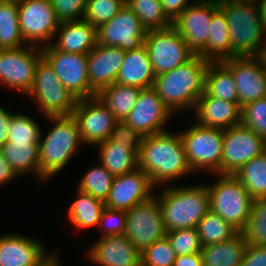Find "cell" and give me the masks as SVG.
<instances>
[{"instance_id":"6da1fadb","label":"cell","mask_w":266,"mask_h":266,"mask_svg":"<svg viewBox=\"0 0 266 266\" xmlns=\"http://www.w3.org/2000/svg\"><path fill=\"white\" fill-rule=\"evenodd\" d=\"M138 168L145 172L154 186L174 182L193 173L179 132L145 136L138 152Z\"/></svg>"},{"instance_id":"7a4b0ae2","label":"cell","mask_w":266,"mask_h":266,"mask_svg":"<svg viewBox=\"0 0 266 266\" xmlns=\"http://www.w3.org/2000/svg\"><path fill=\"white\" fill-rule=\"evenodd\" d=\"M210 61L194 55L186 63L156 75L153 88L174 114L179 110H194L204 93L205 73Z\"/></svg>"},{"instance_id":"3957f363","label":"cell","mask_w":266,"mask_h":266,"mask_svg":"<svg viewBox=\"0 0 266 266\" xmlns=\"http://www.w3.org/2000/svg\"><path fill=\"white\" fill-rule=\"evenodd\" d=\"M168 186L162 189L160 196H156L167 232L196 228L201 218L210 210L206 184Z\"/></svg>"},{"instance_id":"277c9868","label":"cell","mask_w":266,"mask_h":266,"mask_svg":"<svg viewBox=\"0 0 266 266\" xmlns=\"http://www.w3.org/2000/svg\"><path fill=\"white\" fill-rule=\"evenodd\" d=\"M228 23L231 58L259 56L266 44L256 0L218 3Z\"/></svg>"},{"instance_id":"5b68a950","label":"cell","mask_w":266,"mask_h":266,"mask_svg":"<svg viewBox=\"0 0 266 266\" xmlns=\"http://www.w3.org/2000/svg\"><path fill=\"white\" fill-rule=\"evenodd\" d=\"M53 127L43 139L42 132L39 141L40 174L47 181L61 172L70 162L73 155L80 151L82 142L80 132L72 115L48 116Z\"/></svg>"},{"instance_id":"8992f818","label":"cell","mask_w":266,"mask_h":266,"mask_svg":"<svg viewBox=\"0 0 266 266\" xmlns=\"http://www.w3.org/2000/svg\"><path fill=\"white\" fill-rule=\"evenodd\" d=\"M214 184H208L210 210L239 232L248 222L253 198L234 175L218 174Z\"/></svg>"},{"instance_id":"52a82bcc","label":"cell","mask_w":266,"mask_h":266,"mask_svg":"<svg viewBox=\"0 0 266 266\" xmlns=\"http://www.w3.org/2000/svg\"><path fill=\"white\" fill-rule=\"evenodd\" d=\"M179 134L193 172L205 170L212 174H221L223 130L204 127L195 122Z\"/></svg>"},{"instance_id":"ba28073f","label":"cell","mask_w":266,"mask_h":266,"mask_svg":"<svg viewBox=\"0 0 266 266\" xmlns=\"http://www.w3.org/2000/svg\"><path fill=\"white\" fill-rule=\"evenodd\" d=\"M27 95L33 97L46 117L71 115L78 101L43 57L37 64L34 82Z\"/></svg>"},{"instance_id":"9c48e42d","label":"cell","mask_w":266,"mask_h":266,"mask_svg":"<svg viewBox=\"0 0 266 266\" xmlns=\"http://www.w3.org/2000/svg\"><path fill=\"white\" fill-rule=\"evenodd\" d=\"M18 18L26 45L40 48L52 43L60 25L50 0H18Z\"/></svg>"},{"instance_id":"30bf717a","label":"cell","mask_w":266,"mask_h":266,"mask_svg":"<svg viewBox=\"0 0 266 266\" xmlns=\"http://www.w3.org/2000/svg\"><path fill=\"white\" fill-rule=\"evenodd\" d=\"M144 46L156 75L175 69L195 55L173 26L147 31Z\"/></svg>"},{"instance_id":"8fae6325","label":"cell","mask_w":266,"mask_h":266,"mask_svg":"<svg viewBox=\"0 0 266 266\" xmlns=\"http://www.w3.org/2000/svg\"><path fill=\"white\" fill-rule=\"evenodd\" d=\"M125 235L140 253L157 240L166 237L167 230L155 196L126 211Z\"/></svg>"},{"instance_id":"7c38bea8","label":"cell","mask_w":266,"mask_h":266,"mask_svg":"<svg viewBox=\"0 0 266 266\" xmlns=\"http://www.w3.org/2000/svg\"><path fill=\"white\" fill-rule=\"evenodd\" d=\"M42 57L51 65L60 82L77 98H93L88 79L87 54L56 50L51 44L43 47Z\"/></svg>"},{"instance_id":"4fadbf2b","label":"cell","mask_w":266,"mask_h":266,"mask_svg":"<svg viewBox=\"0 0 266 266\" xmlns=\"http://www.w3.org/2000/svg\"><path fill=\"white\" fill-rule=\"evenodd\" d=\"M42 58V49L26 45L0 50V83L27 95L34 82L37 64Z\"/></svg>"},{"instance_id":"5bb4252c","label":"cell","mask_w":266,"mask_h":266,"mask_svg":"<svg viewBox=\"0 0 266 266\" xmlns=\"http://www.w3.org/2000/svg\"><path fill=\"white\" fill-rule=\"evenodd\" d=\"M266 151V141L242 123L223 130L221 175H233Z\"/></svg>"},{"instance_id":"9a60e30c","label":"cell","mask_w":266,"mask_h":266,"mask_svg":"<svg viewBox=\"0 0 266 266\" xmlns=\"http://www.w3.org/2000/svg\"><path fill=\"white\" fill-rule=\"evenodd\" d=\"M84 145H97L108 140L118 122L108 108L97 97L78 99L72 111Z\"/></svg>"},{"instance_id":"2e32d148","label":"cell","mask_w":266,"mask_h":266,"mask_svg":"<svg viewBox=\"0 0 266 266\" xmlns=\"http://www.w3.org/2000/svg\"><path fill=\"white\" fill-rule=\"evenodd\" d=\"M218 8V2L214 0H195L172 22L195 55H199L207 45L211 17Z\"/></svg>"},{"instance_id":"e0dca14e","label":"cell","mask_w":266,"mask_h":266,"mask_svg":"<svg viewBox=\"0 0 266 266\" xmlns=\"http://www.w3.org/2000/svg\"><path fill=\"white\" fill-rule=\"evenodd\" d=\"M146 33L138 16L127 6L97 28L98 44L120 47L124 51L143 46Z\"/></svg>"},{"instance_id":"ac0fdd59","label":"cell","mask_w":266,"mask_h":266,"mask_svg":"<svg viewBox=\"0 0 266 266\" xmlns=\"http://www.w3.org/2000/svg\"><path fill=\"white\" fill-rule=\"evenodd\" d=\"M221 62L232 72L241 107L266 97V69L259 56L233 57Z\"/></svg>"},{"instance_id":"d6986e66","label":"cell","mask_w":266,"mask_h":266,"mask_svg":"<svg viewBox=\"0 0 266 266\" xmlns=\"http://www.w3.org/2000/svg\"><path fill=\"white\" fill-rule=\"evenodd\" d=\"M172 115L157 91L151 87L141 89L134 108L124 122L145 137L167 131L164 125Z\"/></svg>"},{"instance_id":"ffe728a7","label":"cell","mask_w":266,"mask_h":266,"mask_svg":"<svg viewBox=\"0 0 266 266\" xmlns=\"http://www.w3.org/2000/svg\"><path fill=\"white\" fill-rule=\"evenodd\" d=\"M153 187L150 177L140 168L114 176L105 207L128 211L133 206L150 200L155 195Z\"/></svg>"},{"instance_id":"44dd1931","label":"cell","mask_w":266,"mask_h":266,"mask_svg":"<svg viewBox=\"0 0 266 266\" xmlns=\"http://www.w3.org/2000/svg\"><path fill=\"white\" fill-rule=\"evenodd\" d=\"M35 238L7 233L0 236V266H40L51 255Z\"/></svg>"},{"instance_id":"7402d4cb","label":"cell","mask_w":266,"mask_h":266,"mask_svg":"<svg viewBox=\"0 0 266 266\" xmlns=\"http://www.w3.org/2000/svg\"><path fill=\"white\" fill-rule=\"evenodd\" d=\"M87 257L98 266H141V253L125 234L99 237Z\"/></svg>"},{"instance_id":"603a6c76","label":"cell","mask_w":266,"mask_h":266,"mask_svg":"<svg viewBox=\"0 0 266 266\" xmlns=\"http://www.w3.org/2000/svg\"><path fill=\"white\" fill-rule=\"evenodd\" d=\"M125 53L120 47L97 44L87 54L88 79L96 94L116 81Z\"/></svg>"},{"instance_id":"cb8c5ba5","label":"cell","mask_w":266,"mask_h":266,"mask_svg":"<svg viewBox=\"0 0 266 266\" xmlns=\"http://www.w3.org/2000/svg\"><path fill=\"white\" fill-rule=\"evenodd\" d=\"M241 109L239 102L224 101L204 92L193 110L194 120L204 127L225 130L241 123Z\"/></svg>"},{"instance_id":"d4e9b609","label":"cell","mask_w":266,"mask_h":266,"mask_svg":"<svg viewBox=\"0 0 266 266\" xmlns=\"http://www.w3.org/2000/svg\"><path fill=\"white\" fill-rule=\"evenodd\" d=\"M51 45L59 51L88 54L97 44V27L82 19L60 23Z\"/></svg>"},{"instance_id":"484cf974","label":"cell","mask_w":266,"mask_h":266,"mask_svg":"<svg viewBox=\"0 0 266 266\" xmlns=\"http://www.w3.org/2000/svg\"><path fill=\"white\" fill-rule=\"evenodd\" d=\"M155 77L156 74L148 51L143 45L138 49L126 51L115 82L121 85L147 89L153 87Z\"/></svg>"},{"instance_id":"4316f807","label":"cell","mask_w":266,"mask_h":266,"mask_svg":"<svg viewBox=\"0 0 266 266\" xmlns=\"http://www.w3.org/2000/svg\"><path fill=\"white\" fill-rule=\"evenodd\" d=\"M246 247L242 232L230 240L203 246L200 251L203 266H241Z\"/></svg>"},{"instance_id":"83f0119b","label":"cell","mask_w":266,"mask_h":266,"mask_svg":"<svg viewBox=\"0 0 266 266\" xmlns=\"http://www.w3.org/2000/svg\"><path fill=\"white\" fill-rule=\"evenodd\" d=\"M0 151L18 176L31 172L45 180L40 174L39 143L7 142Z\"/></svg>"},{"instance_id":"f1b7e54d","label":"cell","mask_w":266,"mask_h":266,"mask_svg":"<svg viewBox=\"0 0 266 266\" xmlns=\"http://www.w3.org/2000/svg\"><path fill=\"white\" fill-rule=\"evenodd\" d=\"M99 147L100 164L113 176L135 171L138 168V153L132 147L109 140L101 142Z\"/></svg>"},{"instance_id":"f546056e","label":"cell","mask_w":266,"mask_h":266,"mask_svg":"<svg viewBox=\"0 0 266 266\" xmlns=\"http://www.w3.org/2000/svg\"><path fill=\"white\" fill-rule=\"evenodd\" d=\"M210 62L231 58V42L224 12L218 8L211 17L210 35L205 49L199 54Z\"/></svg>"},{"instance_id":"4dcf8cb0","label":"cell","mask_w":266,"mask_h":266,"mask_svg":"<svg viewBox=\"0 0 266 266\" xmlns=\"http://www.w3.org/2000/svg\"><path fill=\"white\" fill-rule=\"evenodd\" d=\"M141 89L114 82L100 90L96 97L118 121H124L134 108Z\"/></svg>"},{"instance_id":"1f68e13d","label":"cell","mask_w":266,"mask_h":266,"mask_svg":"<svg viewBox=\"0 0 266 266\" xmlns=\"http://www.w3.org/2000/svg\"><path fill=\"white\" fill-rule=\"evenodd\" d=\"M204 92L224 101L238 102L232 72L222 62H210L205 73Z\"/></svg>"},{"instance_id":"d6a6232c","label":"cell","mask_w":266,"mask_h":266,"mask_svg":"<svg viewBox=\"0 0 266 266\" xmlns=\"http://www.w3.org/2000/svg\"><path fill=\"white\" fill-rule=\"evenodd\" d=\"M77 191V198L67 210L69 221L80 230L98 227L105 203L88 193Z\"/></svg>"},{"instance_id":"836d02e7","label":"cell","mask_w":266,"mask_h":266,"mask_svg":"<svg viewBox=\"0 0 266 266\" xmlns=\"http://www.w3.org/2000/svg\"><path fill=\"white\" fill-rule=\"evenodd\" d=\"M22 46L26 44L20 31L18 0H0V48L14 49Z\"/></svg>"},{"instance_id":"e575fe53","label":"cell","mask_w":266,"mask_h":266,"mask_svg":"<svg viewBox=\"0 0 266 266\" xmlns=\"http://www.w3.org/2000/svg\"><path fill=\"white\" fill-rule=\"evenodd\" d=\"M253 199L266 197V151L233 174Z\"/></svg>"},{"instance_id":"d590c367","label":"cell","mask_w":266,"mask_h":266,"mask_svg":"<svg viewBox=\"0 0 266 266\" xmlns=\"http://www.w3.org/2000/svg\"><path fill=\"white\" fill-rule=\"evenodd\" d=\"M196 228L203 246L230 240L239 233L231 224L211 210L201 218Z\"/></svg>"},{"instance_id":"8d00e7d4","label":"cell","mask_w":266,"mask_h":266,"mask_svg":"<svg viewBox=\"0 0 266 266\" xmlns=\"http://www.w3.org/2000/svg\"><path fill=\"white\" fill-rule=\"evenodd\" d=\"M126 6L138 16L147 31L172 26L163 12L161 0H126Z\"/></svg>"},{"instance_id":"74e56055","label":"cell","mask_w":266,"mask_h":266,"mask_svg":"<svg viewBox=\"0 0 266 266\" xmlns=\"http://www.w3.org/2000/svg\"><path fill=\"white\" fill-rule=\"evenodd\" d=\"M114 176L102 165H96L89 169L80 180L78 189L88 193L94 198L106 202Z\"/></svg>"},{"instance_id":"f35d334b","label":"cell","mask_w":266,"mask_h":266,"mask_svg":"<svg viewBox=\"0 0 266 266\" xmlns=\"http://www.w3.org/2000/svg\"><path fill=\"white\" fill-rule=\"evenodd\" d=\"M242 233L247 245L266 246V197L253 199L249 219Z\"/></svg>"},{"instance_id":"ab89813d","label":"cell","mask_w":266,"mask_h":266,"mask_svg":"<svg viewBox=\"0 0 266 266\" xmlns=\"http://www.w3.org/2000/svg\"><path fill=\"white\" fill-rule=\"evenodd\" d=\"M41 131V127L32 117L22 113H12L7 142L39 143Z\"/></svg>"},{"instance_id":"60d3db41","label":"cell","mask_w":266,"mask_h":266,"mask_svg":"<svg viewBox=\"0 0 266 266\" xmlns=\"http://www.w3.org/2000/svg\"><path fill=\"white\" fill-rule=\"evenodd\" d=\"M125 6L126 0H87L83 19L98 28Z\"/></svg>"},{"instance_id":"b9f144b4","label":"cell","mask_w":266,"mask_h":266,"mask_svg":"<svg viewBox=\"0 0 266 266\" xmlns=\"http://www.w3.org/2000/svg\"><path fill=\"white\" fill-rule=\"evenodd\" d=\"M171 247L176 256L191 255L201 251L203 245L197 228H186L167 232Z\"/></svg>"},{"instance_id":"7bdbcfd3","label":"cell","mask_w":266,"mask_h":266,"mask_svg":"<svg viewBox=\"0 0 266 266\" xmlns=\"http://www.w3.org/2000/svg\"><path fill=\"white\" fill-rule=\"evenodd\" d=\"M176 254L167 237H163L141 253V266H173Z\"/></svg>"},{"instance_id":"ee69618b","label":"cell","mask_w":266,"mask_h":266,"mask_svg":"<svg viewBox=\"0 0 266 266\" xmlns=\"http://www.w3.org/2000/svg\"><path fill=\"white\" fill-rule=\"evenodd\" d=\"M241 123L266 141V97L242 106Z\"/></svg>"},{"instance_id":"f6af8a7d","label":"cell","mask_w":266,"mask_h":266,"mask_svg":"<svg viewBox=\"0 0 266 266\" xmlns=\"http://www.w3.org/2000/svg\"><path fill=\"white\" fill-rule=\"evenodd\" d=\"M126 211L105 207L102 211L98 228L101 238L112 235L125 234Z\"/></svg>"},{"instance_id":"bcb514c9","label":"cell","mask_w":266,"mask_h":266,"mask_svg":"<svg viewBox=\"0 0 266 266\" xmlns=\"http://www.w3.org/2000/svg\"><path fill=\"white\" fill-rule=\"evenodd\" d=\"M50 2L60 23L84 18L87 0H50Z\"/></svg>"},{"instance_id":"7dc6e473","label":"cell","mask_w":266,"mask_h":266,"mask_svg":"<svg viewBox=\"0 0 266 266\" xmlns=\"http://www.w3.org/2000/svg\"><path fill=\"white\" fill-rule=\"evenodd\" d=\"M144 136L131 128L124 121H118L113 127L108 140L112 143H122L132 147L137 153L140 150Z\"/></svg>"},{"instance_id":"c3c4849f","label":"cell","mask_w":266,"mask_h":266,"mask_svg":"<svg viewBox=\"0 0 266 266\" xmlns=\"http://www.w3.org/2000/svg\"><path fill=\"white\" fill-rule=\"evenodd\" d=\"M241 266H266V246L247 245Z\"/></svg>"},{"instance_id":"681fc988","label":"cell","mask_w":266,"mask_h":266,"mask_svg":"<svg viewBox=\"0 0 266 266\" xmlns=\"http://www.w3.org/2000/svg\"><path fill=\"white\" fill-rule=\"evenodd\" d=\"M193 2L189 0H161L163 12L167 18L174 22L175 19Z\"/></svg>"},{"instance_id":"f907efd6","label":"cell","mask_w":266,"mask_h":266,"mask_svg":"<svg viewBox=\"0 0 266 266\" xmlns=\"http://www.w3.org/2000/svg\"><path fill=\"white\" fill-rule=\"evenodd\" d=\"M12 112L0 106V149L7 143L8 140V125L11 119Z\"/></svg>"},{"instance_id":"816d5d0a","label":"cell","mask_w":266,"mask_h":266,"mask_svg":"<svg viewBox=\"0 0 266 266\" xmlns=\"http://www.w3.org/2000/svg\"><path fill=\"white\" fill-rule=\"evenodd\" d=\"M18 175L14 172L11 165L6 161L0 151V187L15 179Z\"/></svg>"},{"instance_id":"f5cc1de1","label":"cell","mask_w":266,"mask_h":266,"mask_svg":"<svg viewBox=\"0 0 266 266\" xmlns=\"http://www.w3.org/2000/svg\"><path fill=\"white\" fill-rule=\"evenodd\" d=\"M173 266H203L201 254L176 256Z\"/></svg>"},{"instance_id":"db71d44e","label":"cell","mask_w":266,"mask_h":266,"mask_svg":"<svg viewBox=\"0 0 266 266\" xmlns=\"http://www.w3.org/2000/svg\"><path fill=\"white\" fill-rule=\"evenodd\" d=\"M258 8H259V15L262 22L263 33L266 36V0H256Z\"/></svg>"},{"instance_id":"11a10c76","label":"cell","mask_w":266,"mask_h":266,"mask_svg":"<svg viewBox=\"0 0 266 266\" xmlns=\"http://www.w3.org/2000/svg\"><path fill=\"white\" fill-rule=\"evenodd\" d=\"M58 254L52 252V255L40 266H61L60 259L57 257Z\"/></svg>"},{"instance_id":"9f6ffc18","label":"cell","mask_w":266,"mask_h":266,"mask_svg":"<svg viewBox=\"0 0 266 266\" xmlns=\"http://www.w3.org/2000/svg\"><path fill=\"white\" fill-rule=\"evenodd\" d=\"M259 58L262 60V63L264 64L266 69V44L263 46V49L259 54Z\"/></svg>"},{"instance_id":"6f0895ef","label":"cell","mask_w":266,"mask_h":266,"mask_svg":"<svg viewBox=\"0 0 266 266\" xmlns=\"http://www.w3.org/2000/svg\"><path fill=\"white\" fill-rule=\"evenodd\" d=\"M218 3H225V2H240V1H251V0H214Z\"/></svg>"}]
</instances>
